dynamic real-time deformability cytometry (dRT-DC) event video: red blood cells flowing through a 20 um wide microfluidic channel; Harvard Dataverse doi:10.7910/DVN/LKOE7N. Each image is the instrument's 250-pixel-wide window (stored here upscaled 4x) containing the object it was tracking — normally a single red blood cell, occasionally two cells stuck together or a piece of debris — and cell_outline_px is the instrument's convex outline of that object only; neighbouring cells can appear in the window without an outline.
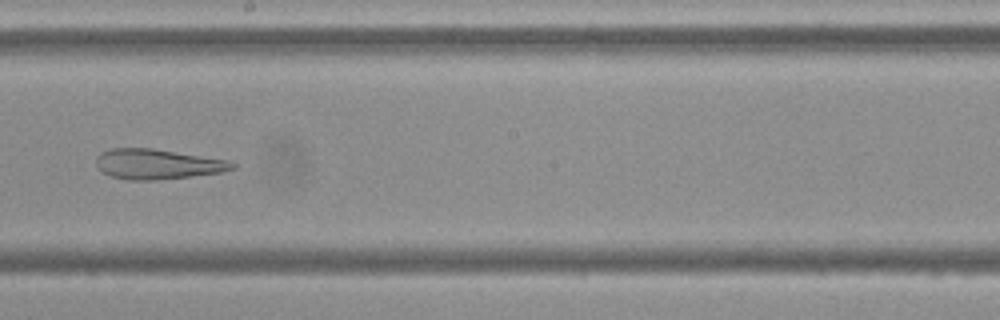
{"species": "Egyptian fruit bat (a non-hibernating species)", "species_latin": "Rousettus aegyptiacus", "temperature_condition": "cold", "stored_images_in_passage": 8, "camera_frame_rate_fps": 3000, "um_per_image_px": 0.085, "frame": {"image": 1, "passage_image": 8, "time_ms": 8.333, "image_size_px": [1000, 320], "cell_outline_px": [[236, 168], [220, 172], [156, 180], [128, 180], [112, 176], [104, 172], [96, 164], [96, 156], [100, 152], [112, 148], [152, 148], [228, 160], [236, 164]], "centroid_in_image_um": [13.37, 13.94], "position_along_channel_um": 234.8, "area_um2": 23.64}}